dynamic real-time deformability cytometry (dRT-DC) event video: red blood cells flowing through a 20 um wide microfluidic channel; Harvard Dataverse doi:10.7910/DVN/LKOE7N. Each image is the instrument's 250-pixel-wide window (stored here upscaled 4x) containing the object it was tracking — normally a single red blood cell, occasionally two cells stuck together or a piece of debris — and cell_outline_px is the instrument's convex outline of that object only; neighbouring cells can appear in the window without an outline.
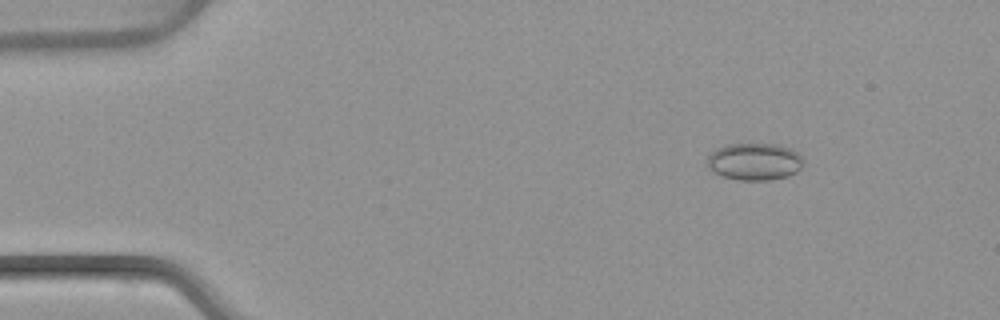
{"species": "common noctule bat (a hibernating species)", "species_latin": "Nyctalus noctula", "temperature_condition": "warm", "stored_images_in_passage": 5, "camera_frame_rate_fps": 3000, "um_per_image_px": 0.085, "animal": {"sex": "female", "body_mass_g": 22.7, "forearm_length_mm": 54.2}, "frame": {"image": 1, "passage_image": 2, "time_ms": 1.667, "image_size_px": [1000, 320], "cell_outline_px": [[800, 168], [796, 172], [788, 176], [772, 180], [740, 180], [724, 176], [708, 168], [708, 156], [716, 148], [728, 144], [776, 144], [792, 148], [800, 156]], "centroid_in_image_um": [64.12, 13.73], "position_along_channel_um": 20.9, "area_um2": 20.58}}
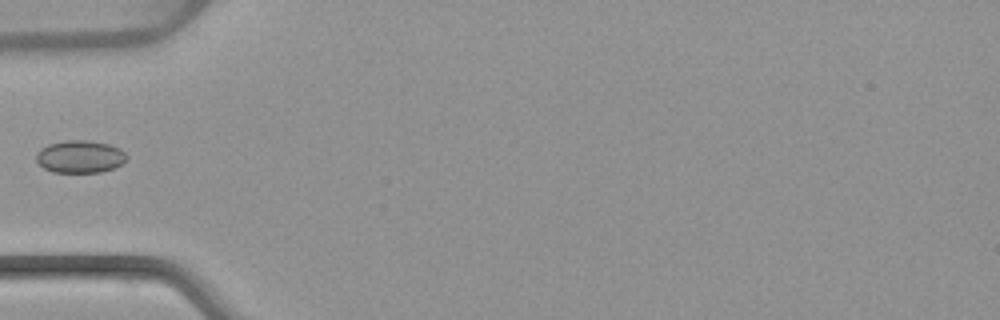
{"frame": {"image": 2, "passage_image": 5, "time_ms": 5.333, "image_size_px": [1000, 320], "cell_outline_px": [[128, 156], [120, 164], [112, 168], [100, 172], [52, 172], [44, 168], [36, 160], [36, 152], [40, 148], [48, 144], [64, 140], [88, 140], [108, 144], [120, 148]], "centroid_in_image_um": [6.76, 13.3], "position_along_channel_um": 78.2, "area_um2": 17.11}}